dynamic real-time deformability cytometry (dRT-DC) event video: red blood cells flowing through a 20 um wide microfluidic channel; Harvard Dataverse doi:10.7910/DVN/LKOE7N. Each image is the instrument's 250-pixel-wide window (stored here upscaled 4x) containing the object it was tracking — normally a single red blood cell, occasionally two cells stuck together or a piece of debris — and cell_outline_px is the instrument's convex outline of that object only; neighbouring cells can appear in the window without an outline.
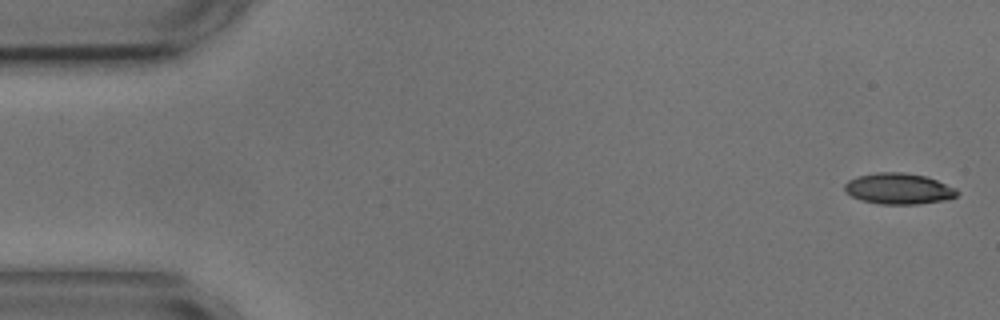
{"species": "common noctule bat (a hibernating species)", "species_latin": "Nyctalus noctula", "temperature_condition": "cold", "stored_images_in_passage": 5, "camera_frame_rate_fps": 3000, "um_per_image_px": 0.085, "animal": {"sex": "male", "body_mass_g": 17.9, "forearm_length_mm": 54.2}, "frame": {"image": 1, "passage_image": 1, "time_ms": 0.0, "image_size_px": [1000, 320], "cell_outline_px": [[960, 192], [956, 196], [944, 200], [916, 204], [880, 204], [860, 200], [844, 192], [844, 184], [848, 180], [860, 176], [880, 172], [904, 172], [924, 176], [936, 180], [956, 188]], "centroid_in_image_um": [76.37, 16.04], "position_along_channel_um": 8.6, "area_um2": 20.23}}
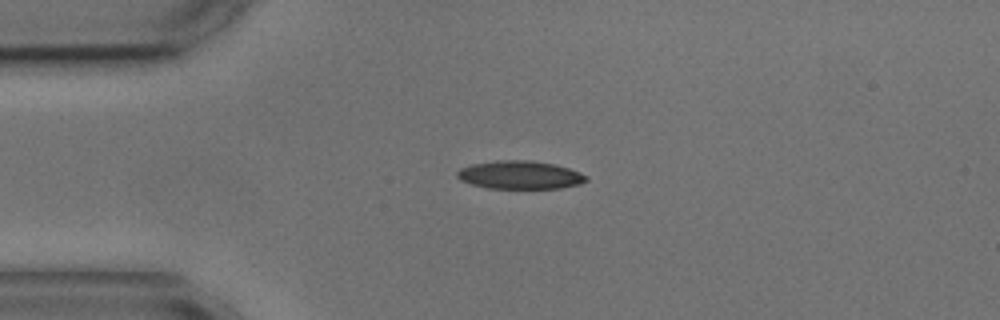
{"frame": {"image": 2, "passage_image": 4, "time_ms": 3.667, "image_size_px": [1000, 320], "cell_outline_px": [[588, 180], [580, 184], [560, 188], [488, 188], [472, 184], [460, 180], [456, 176], [456, 172], [460, 168], [472, 164], [496, 160], [532, 160], [556, 164], [580, 172], [588, 176]], "centroid_in_image_um": [44.2, 14.86], "position_along_channel_um": 40.8, "area_um2": 21.33}}